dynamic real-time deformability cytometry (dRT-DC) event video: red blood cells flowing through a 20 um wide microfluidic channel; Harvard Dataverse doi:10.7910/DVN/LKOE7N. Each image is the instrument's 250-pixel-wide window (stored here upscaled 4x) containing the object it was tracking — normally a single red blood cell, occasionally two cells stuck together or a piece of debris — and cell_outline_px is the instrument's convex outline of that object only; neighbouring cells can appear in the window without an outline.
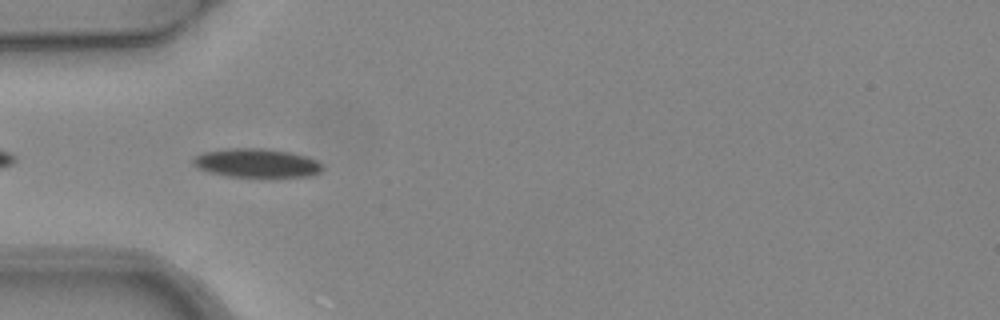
{"species": "common noctule bat (a hibernating species)", "species_latin": "Nyctalus noctula", "temperature_condition": "warm", "stored_images_in_passage": 6, "camera_frame_rate_fps": 3000, "um_per_image_px": 0.085, "animal": {"sex": "female", "body_mass_g": 24.6, "forearm_length_mm": 56.2}, "frame": {"image": 1, "passage_image": 4, "time_ms": 1.0, "image_size_px": [1000, 320], "cell_outline_px": [[324, 168], [320, 172], [312, 176], [272, 180], [228, 176], [208, 172], [196, 168], [192, 164], [192, 160], [196, 156], [204, 152], [232, 148], [264, 148], [292, 152], [316, 160]], "centroid_in_image_um": [21.86, 13.91], "position_along_channel_um": 63.1, "area_um2": 22.77}}
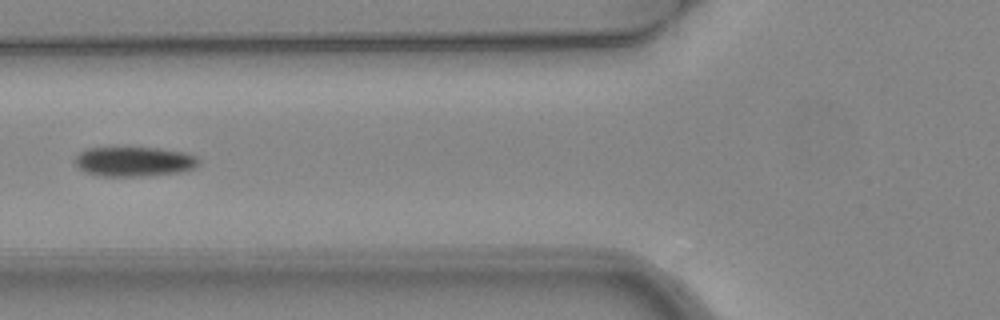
{"frame": {"image": 2, "passage_image": 5, "time_ms": 1.333, "image_size_px": [1000, 320], "cell_outline_px": [[200, 164], [192, 168], [180, 172], [148, 176], [100, 176], [84, 172], [76, 164], [76, 156], [80, 152], [88, 148], [160, 148], [184, 152], [196, 156], [200, 160]], "centroid_in_image_um": [11.43, 13.74], "position_along_channel_um": 114.4, "area_um2": 21.39}}
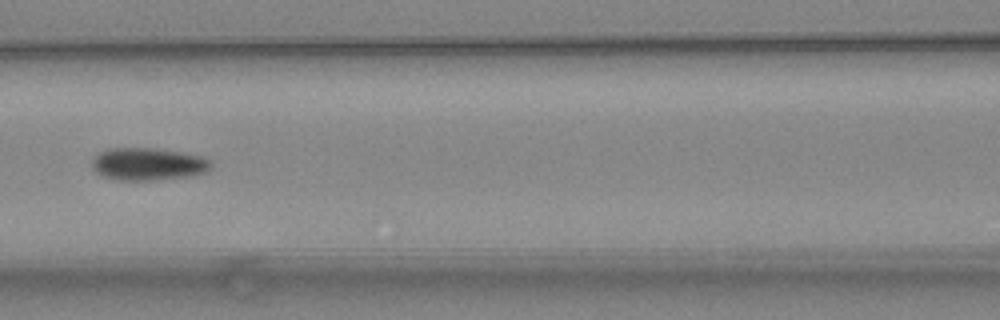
{"frame": {"image": 3, "passage_image": 6, "time_ms": 1.667, "image_size_px": [1000, 320], "cell_outline_px": [[212, 168], [204, 172], [188, 176], [152, 180], [116, 180], [100, 176], [92, 168], [92, 160], [100, 152], [108, 148], [156, 148], [204, 156], [212, 160]], "centroid_in_image_um": [12.58, 13.94], "position_along_channel_um": 154.0, "area_um2": 22.72}}